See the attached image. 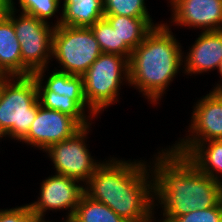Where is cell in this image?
Segmentation results:
<instances>
[{
  "mask_svg": "<svg viewBox=\"0 0 222 222\" xmlns=\"http://www.w3.org/2000/svg\"><path fill=\"white\" fill-rule=\"evenodd\" d=\"M161 152L154 155L151 167L154 201H159L163 209L164 218L158 222H170L174 217L211 208L222 201V183L204 174L185 155L175 152L170 146Z\"/></svg>",
  "mask_w": 222,
  "mask_h": 222,
  "instance_id": "1",
  "label": "cell"
},
{
  "mask_svg": "<svg viewBox=\"0 0 222 222\" xmlns=\"http://www.w3.org/2000/svg\"><path fill=\"white\" fill-rule=\"evenodd\" d=\"M147 165L145 160H103L84 185V193L124 220L154 222V207L159 205L154 201V178Z\"/></svg>",
  "mask_w": 222,
  "mask_h": 222,
  "instance_id": "2",
  "label": "cell"
},
{
  "mask_svg": "<svg viewBox=\"0 0 222 222\" xmlns=\"http://www.w3.org/2000/svg\"><path fill=\"white\" fill-rule=\"evenodd\" d=\"M181 44L167 23L153 27L129 60V83L151 103L159 104L183 65ZM163 94V95H162Z\"/></svg>",
  "mask_w": 222,
  "mask_h": 222,
  "instance_id": "3",
  "label": "cell"
},
{
  "mask_svg": "<svg viewBox=\"0 0 222 222\" xmlns=\"http://www.w3.org/2000/svg\"><path fill=\"white\" fill-rule=\"evenodd\" d=\"M38 111L37 84L33 75L0 76V139L21 142Z\"/></svg>",
  "mask_w": 222,
  "mask_h": 222,
  "instance_id": "4",
  "label": "cell"
},
{
  "mask_svg": "<svg viewBox=\"0 0 222 222\" xmlns=\"http://www.w3.org/2000/svg\"><path fill=\"white\" fill-rule=\"evenodd\" d=\"M82 78L87 105L98 115L117 103L122 82L129 83V60L117 54L102 53Z\"/></svg>",
  "mask_w": 222,
  "mask_h": 222,
  "instance_id": "5",
  "label": "cell"
},
{
  "mask_svg": "<svg viewBox=\"0 0 222 222\" xmlns=\"http://www.w3.org/2000/svg\"><path fill=\"white\" fill-rule=\"evenodd\" d=\"M15 2L9 10L15 34L21 47L22 76L33 75L36 71L48 68L52 59L54 27L32 15L21 12L16 16ZM17 18H16V17Z\"/></svg>",
  "mask_w": 222,
  "mask_h": 222,
  "instance_id": "6",
  "label": "cell"
},
{
  "mask_svg": "<svg viewBox=\"0 0 222 222\" xmlns=\"http://www.w3.org/2000/svg\"><path fill=\"white\" fill-rule=\"evenodd\" d=\"M101 54L99 43L90 27H54L52 58L61 65L60 70H56L82 76Z\"/></svg>",
  "mask_w": 222,
  "mask_h": 222,
  "instance_id": "7",
  "label": "cell"
},
{
  "mask_svg": "<svg viewBox=\"0 0 222 222\" xmlns=\"http://www.w3.org/2000/svg\"><path fill=\"white\" fill-rule=\"evenodd\" d=\"M90 126L82 127L70 138L51 145L45 151L54 164L56 174L81 181L84 185L102 164L91 157L85 143Z\"/></svg>",
  "mask_w": 222,
  "mask_h": 222,
  "instance_id": "8",
  "label": "cell"
},
{
  "mask_svg": "<svg viewBox=\"0 0 222 222\" xmlns=\"http://www.w3.org/2000/svg\"><path fill=\"white\" fill-rule=\"evenodd\" d=\"M189 135L171 148L187 155L198 143L222 139V91H210L194 105Z\"/></svg>",
  "mask_w": 222,
  "mask_h": 222,
  "instance_id": "9",
  "label": "cell"
},
{
  "mask_svg": "<svg viewBox=\"0 0 222 222\" xmlns=\"http://www.w3.org/2000/svg\"><path fill=\"white\" fill-rule=\"evenodd\" d=\"M54 174L42 181L40 197L37 201L30 203L29 206L38 216H45L48 210L56 212L57 210L68 209L66 218L71 220L80 197L84 193V185L67 176Z\"/></svg>",
  "mask_w": 222,
  "mask_h": 222,
  "instance_id": "10",
  "label": "cell"
},
{
  "mask_svg": "<svg viewBox=\"0 0 222 222\" xmlns=\"http://www.w3.org/2000/svg\"><path fill=\"white\" fill-rule=\"evenodd\" d=\"M81 128L82 126L73 117L44 108L38 101L36 118L28 134L21 141L46 151L51 145L70 138Z\"/></svg>",
  "mask_w": 222,
  "mask_h": 222,
  "instance_id": "11",
  "label": "cell"
},
{
  "mask_svg": "<svg viewBox=\"0 0 222 222\" xmlns=\"http://www.w3.org/2000/svg\"><path fill=\"white\" fill-rule=\"evenodd\" d=\"M171 22L203 31L222 30V0H170Z\"/></svg>",
  "mask_w": 222,
  "mask_h": 222,
  "instance_id": "12",
  "label": "cell"
},
{
  "mask_svg": "<svg viewBox=\"0 0 222 222\" xmlns=\"http://www.w3.org/2000/svg\"><path fill=\"white\" fill-rule=\"evenodd\" d=\"M183 60L184 74H201L218 69L222 61V30L201 31Z\"/></svg>",
  "mask_w": 222,
  "mask_h": 222,
  "instance_id": "13",
  "label": "cell"
},
{
  "mask_svg": "<svg viewBox=\"0 0 222 222\" xmlns=\"http://www.w3.org/2000/svg\"><path fill=\"white\" fill-rule=\"evenodd\" d=\"M47 69L48 68L38 70L33 74L37 84V91H53L59 95L72 98L84 111L88 108L87 111L90 112L88 116L93 120L97 114L87 105L82 76L70 75L58 71L55 68V70L50 73V76L48 75L47 80L44 81L45 71Z\"/></svg>",
  "mask_w": 222,
  "mask_h": 222,
  "instance_id": "14",
  "label": "cell"
},
{
  "mask_svg": "<svg viewBox=\"0 0 222 222\" xmlns=\"http://www.w3.org/2000/svg\"><path fill=\"white\" fill-rule=\"evenodd\" d=\"M62 6L54 26L91 27L104 17L103 0H63Z\"/></svg>",
  "mask_w": 222,
  "mask_h": 222,
  "instance_id": "15",
  "label": "cell"
},
{
  "mask_svg": "<svg viewBox=\"0 0 222 222\" xmlns=\"http://www.w3.org/2000/svg\"><path fill=\"white\" fill-rule=\"evenodd\" d=\"M0 76H22L21 47L8 17L0 19Z\"/></svg>",
  "mask_w": 222,
  "mask_h": 222,
  "instance_id": "16",
  "label": "cell"
},
{
  "mask_svg": "<svg viewBox=\"0 0 222 222\" xmlns=\"http://www.w3.org/2000/svg\"><path fill=\"white\" fill-rule=\"evenodd\" d=\"M116 30L119 44H126L132 51L143 42L147 33L155 26L152 18H133L121 15H104Z\"/></svg>",
  "mask_w": 222,
  "mask_h": 222,
  "instance_id": "17",
  "label": "cell"
},
{
  "mask_svg": "<svg viewBox=\"0 0 222 222\" xmlns=\"http://www.w3.org/2000/svg\"><path fill=\"white\" fill-rule=\"evenodd\" d=\"M186 157L204 174L222 183V139L200 142Z\"/></svg>",
  "mask_w": 222,
  "mask_h": 222,
  "instance_id": "18",
  "label": "cell"
},
{
  "mask_svg": "<svg viewBox=\"0 0 222 222\" xmlns=\"http://www.w3.org/2000/svg\"><path fill=\"white\" fill-rule=\"evenodd\" d=\"M71 222H132L124 220L105 204L98 202L85 193L80 197Z\"/></svg>",
  "mask_w": 222,
  "mask_h": 222,
  "instance_id": "19",
  "label": "cell"
},
{
  "mask_svg": "<svg viewBox=\"0 0 222 222\" xmlns=\"http://www.w3.org/2000/svg\"><path fill=\"white\" fill-rule=\"evenodd\" d=\"M38 101L44 108L56 110L73 117L82 127L92 125L91 117L72 98L53 91H37ZM89 118V119H88Z\"/></svg>",
  "mask_w": 222,
  "mask_h": 222,
  "instance_id": "20",
  "label": "cell"
},
{
  "mask_svg": "<svg viewBox=\"0 0 222 222\" xmlns=\"http://www.w3.org/2000/svg\"><path fill=\"white\" fill-rule=\"evenodd\" d=\"M90 28L99 43L102 53L117 54L130 60L132 50L126 44H119L116 30L111 27L104 17L95 22Z\"/></svg>",
  "mask_w": 222,
  "mask_h": 222,
  "instance_id": "21",
  "label": "cell"
},
{
  "mask_svg": "<svg viewBox=\"0 0 222 222\" xmlns=\"http://www.w3.org/2000/svg\"><path fill=\"white\" fill-rule=\"evenodd\" d=\"M104 15L151 18L145 0H103Z\"/></svg>",
  "mask_w": 222,
  "mask_h": 222,
  "instance_id": "22",
  "label": "cell"
},
{
  "mask_svg": "<svg viewBox=\"0 0 222 222\" xmlns=\"http://www.w3.org/2000/svg\"><path fill=\"white\" fill-rule=\"evenodd\" d=\"M23 13L32 15L44 22H48L58 12L60 0H18Z\"/></svg>",
  "mask_w": 222,
  "mask_h": 222,
  "instance_id": "23",
  "label": "cell"
},
{
  "mask_svg": "<svg viewBox=\"0 0 222 222\" xmlns=\"http://www.w3.org/2000/svg\"><path fill=\"white\" fill-rule=\"evenodd\" d=\"M170 222H222V201L217 206L174 217Z\"/></svg>",
  "mask_w": 222,
  "mask_h": 222,
  "instance_id": "24",
  "label": "cell"
},
{
  "mask_svg": "<svg viewBox=\"0 0 222 222\" xmlns=\"http://www.w3.org/2000/svg\"><path fill=\"white\" fill-rule=\"evenodd\" d=\"M29 204L11 209H0V222H34L37 217Z\"/></svg>",
  "mask_w": 222,
  "mask_h": 222,
  "instance_id": "25",
  "label": "cell"
},
{
  "mask_svg": "<svg viewBox=\"0 0 222 222\" xmlns=\"http://www.w3.org/2000/svg\"><path fill=\"white\" fill-rule=\"evenodd\" d=\"M11 7L12 0H0V19L8 16Z\"/></svg>",
  "mask_w": 222,
  "mask_h": 222,
  "instance_id": "26",
  "label": "cell"
},
{
  "mask_svg": "<svg viewBox=\"0 0 222 222\" xmlns=\"http://www.w3.org/2000/svg\"><path fill=\"white\" fill-rule=\"evenodd\" d=\"M218 72L221 75L222 78V61L220 62V65L218 67ZM222 81V80H221ZM214 91H221L222 90V83L216 84V86L213 89Z\"/></svg>",
  "mask_w": 222,
  "mask_h": 222,
  "instance_id": "27",
  "label": "cell"
},
{
  "mask_svg": "<svg viewBox=\"0 0 222 222\" xmlns=\"http://www.w3.org/2000/svg\"><path fill=\"white\" fill-rule=\"evenodd\" d=\"M71 222L70 219H66V220H62V222ZM34 222H52V221H45V218L44 216H37L35 219H34Z\"/></svg>",
  "mask_w": 222,
  "mask_h": 222,
  "instance_id": "28",
  "label": "cell"
}]
</instances>
